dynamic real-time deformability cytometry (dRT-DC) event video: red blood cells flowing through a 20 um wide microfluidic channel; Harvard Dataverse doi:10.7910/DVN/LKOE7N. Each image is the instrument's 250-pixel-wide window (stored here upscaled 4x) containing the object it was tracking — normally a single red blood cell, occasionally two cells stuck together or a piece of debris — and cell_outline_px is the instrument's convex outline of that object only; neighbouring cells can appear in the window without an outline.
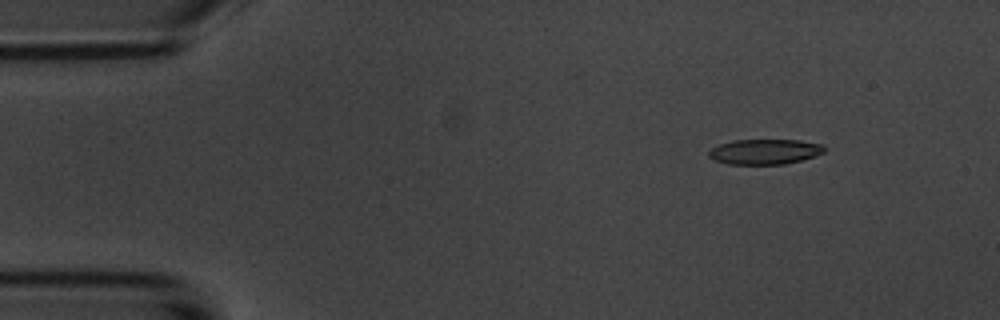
{"species": "common noctule bat (a hibernating species)", "species_latin": "Nyctalus noctula", "temperature_condition": "room temperature", "stored_images_in_passage": 5, "camera_frame_rate_fps": 3000, "um_per_image_px": 0.085, "animal": {"sex": "male", "body_mass_g": 20.1, "forearm_length_mm": 53.5}, "frame": {"image": 1, "passage_image": 2, "time_ms": 1.333, "image_size_px": [1000, 320], "cell_outline_px": [[824, 152], [816, 156], [784, 164], [728, 164], [716, 160], [708, 156], [708, 152], [712, 148], [720, 144], [732, 140], [800, 140], [824, 144]], "centroid_in_image_um": [65.02, 12.89], "position_along_channel_um": 20.0, "area_um2": 16.94}}
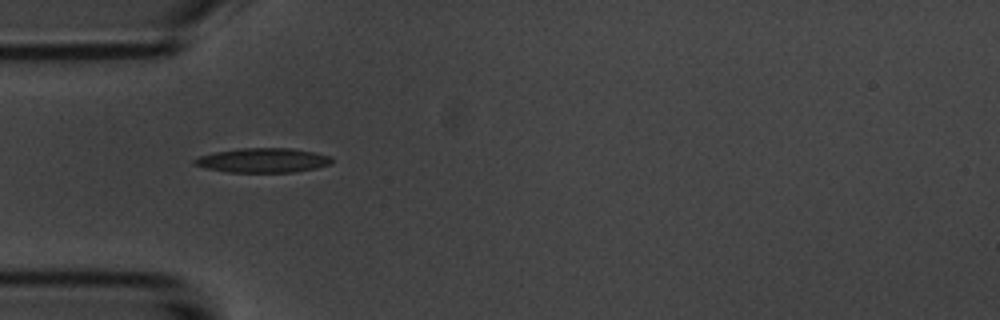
{"frame": {"image": 2, "passage_image": 5, "time_ms": 4.667, "image_size_px": [1000, 320], "cell_outline_px": [[332, 164], [316, 168], [292, 172], [228, 172], [208, 168], [192, 164], [192, 160], [200, 156], [212, 152], [240, 148], [292, 148], [332, 156]], "centroid_in_image_um": [22.34, 13.62], "position_along_channel_um": 62.7, "area_um2": 19.59}}